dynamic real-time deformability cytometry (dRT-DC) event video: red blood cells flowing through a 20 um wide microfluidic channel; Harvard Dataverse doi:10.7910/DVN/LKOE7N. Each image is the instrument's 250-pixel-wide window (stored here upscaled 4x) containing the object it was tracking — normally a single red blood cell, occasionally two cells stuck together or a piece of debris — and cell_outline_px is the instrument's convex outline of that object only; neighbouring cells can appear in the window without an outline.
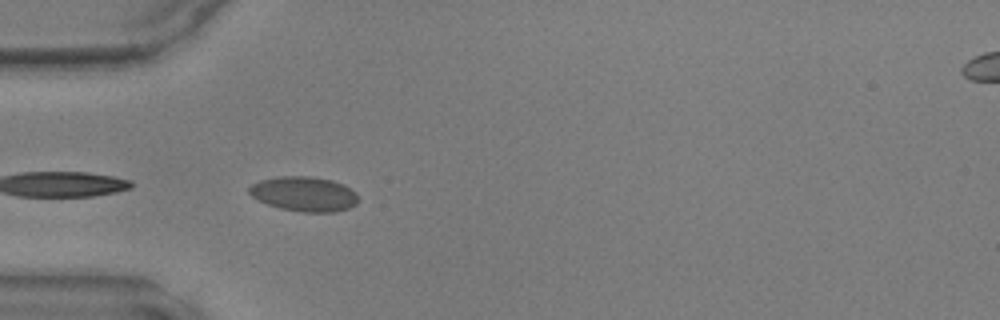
{"species": "common noctule bat (a hibernating species)", "species_latin": "Nyctalus noctula", "temperature_condition": "warm", "stored_images_in_passage": 46, "camera_frame_rate_fps": 3000, "um_per_image_px": 0.085, "animal": {"sex": "male", "body_mass_g": 17.9, "forearm_length_mm": 54.2}, "frame": {"image": 1, "passage_image": 14, "time_ms": 4.333, "image_size_px": [1000, 320], "cell_outline_px": [[356, 204], [348, 208], [336, 212], [300, 212], [280, 208], [256, 200], [248, 192], [248, 188], [252, 184], [260, 180], [280, 176], [312, 176], [332, 180], [344, 184], [356, 192]], "centroid_in_image_um": [25.83, 16.48], "position_along_channel_um": 59.2, "area_um2": 22.2}}